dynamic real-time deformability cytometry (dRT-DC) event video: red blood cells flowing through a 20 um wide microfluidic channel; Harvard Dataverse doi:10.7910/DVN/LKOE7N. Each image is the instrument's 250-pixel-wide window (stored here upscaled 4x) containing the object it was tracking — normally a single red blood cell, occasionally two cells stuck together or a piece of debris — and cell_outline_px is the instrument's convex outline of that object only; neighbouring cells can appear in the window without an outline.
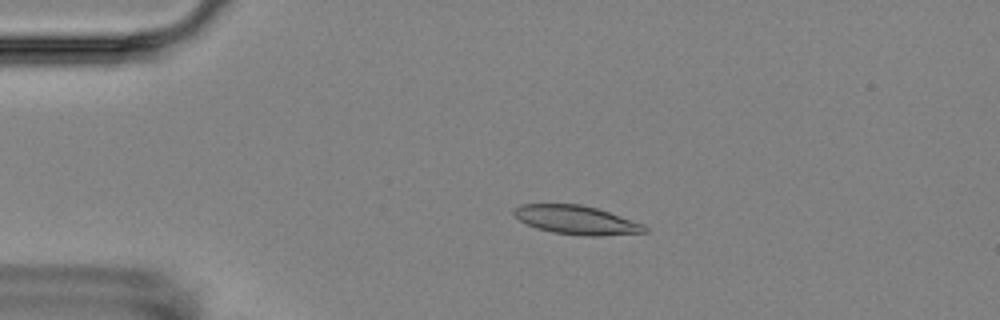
{"species": "Egyptian fruit bat (a non-hibernating species)", "species_latin": "Rousettus aegyptiacus", "temperature_condition": "room temperature", "stored_images_in_passage": 5, "camera_frame_rate_fps": 3000, "um_per_image_px": 0.085, "animal": {"sex": "female"}, "frame": {"image": 1, "passage_image": 4, "time_ms": 3.333, "image_size_px": [1000, 320], "cell_outline_px": [[648, 232], [600, 236], [584, 236], [552, 232], [536, 228], [520, 220], [512, 212], [512, 208], [520, 204], [580, 204], [596, 208], [644, 224], [648, 228]], "centroid_in_image_um": [48.99, 18.7], "position_along_channel_um": 36.0, "area_um2": 21.91}}